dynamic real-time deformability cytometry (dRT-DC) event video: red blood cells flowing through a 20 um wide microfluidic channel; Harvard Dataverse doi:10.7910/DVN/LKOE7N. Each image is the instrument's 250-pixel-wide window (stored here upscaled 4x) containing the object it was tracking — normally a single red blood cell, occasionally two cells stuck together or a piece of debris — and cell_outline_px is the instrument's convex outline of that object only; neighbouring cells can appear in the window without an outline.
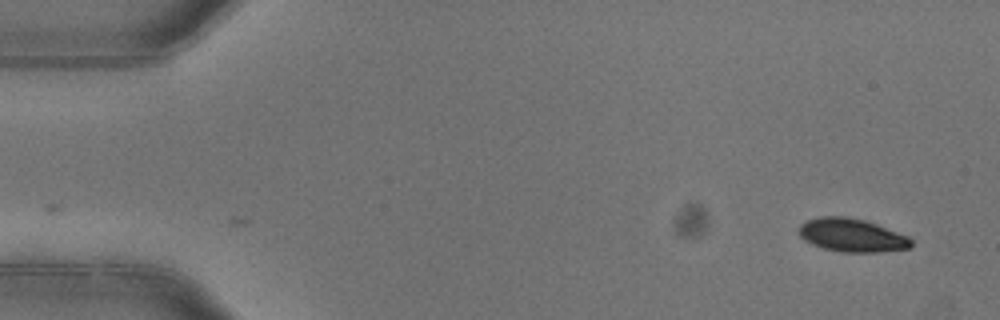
{"species": "common noctule bat (a hibernating species)", "species_latin": "Nyctalus noctula", "temperature_condition": "warm", "stored_images_in_passage": 2, "camera_frame_rate_fps": 3000, "um_per_image_px": 0.085, "animal": {"sex": "female"}, "frame": {"image": 1, "passage_image": 2, "time_ms": 0.333, "image_size_px": [1000, 320], "cell_outline_px": [[912, 248], [876, 252], [840, 252], [824, 248], [812, 244], [804, 240], [800, 236], [800, 224], [808, 220], [820, 216], [844, 216], [864, 220], [876, 224], [908, 236], [912, 240]], "centroid_in_image_um": [72.42, 20.0], "position_along_channel_um": 12.6, "area_um2": 21.68}}